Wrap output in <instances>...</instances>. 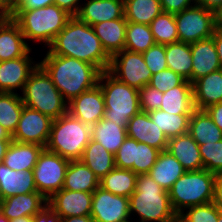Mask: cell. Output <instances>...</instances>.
Returning <instances> with one entry per match:
<instances>
[{
    "label": "cell",
    "mask_w": 222,
    "mask_h": 222,
    "mask_svg": "<svg viewBox=\"0 0 222 222\" xmlns=\"http://www.w3.org/2000/svg\"><path fill=\"white\" fill-rule=\"evenodd\" d=\"M51 54L76 58L108 71L111 57L103 49L92 26L72 16L47 49Z\"/></svg>",
    "instance_id": "6da1fadb"
},
{
    "label": "cell",
    "mask_w": 222,
    "mask_h": 222,
    "mask_svg": "<svg viewBox=\"0 0 222 222\" xmlns=\"http://www.w3.org/2000/svg\"><path fill=\"white\" fill-rule=\"evenodd\" d=\"M39 64L49 74L56 88L69 103L98 84L101 71L94 65L47 51Z\"/></svg>",
    "instance_id": "7a4b0ae2"
},
{
    "label": "cell",
    "mask_w": 222,
    "mask_h": 222,
    "mask_svg": "<svg viewBox=\"0 0 222 222\" xmlns=\"http://www.w3.org/2000/svg\"><path fill=\"white\" fill-rule=\"evenodd\" d=\"M129 211L130 216L138 214L139 222H174L178 219L169 192L149 174L138 175L136 189L129 197Z\"/></svg>",
    "instance_id": "3957f363"
},
{
    "label": "cell",
    "mask_w": 222,
    "mask_h": 222,
    "mask_svg": "<svg viewBox=\"0 0 222 222\" xmlns=\"http://www.w3.org/2000/svg\"><path fill=\"white\" fill-rule=\"evenodd\" d=\"M72 16L55 4L32 10H14L11 18L28 41L49 47Z\"/></svg>",
    "instance_id": "277c9868"
},
{
    "label": "cell",
    "mask_w": 222,
    "mask_h": 222,
    "mask_svg": "<svg viewBox=\"0 0 222 222\" xmlns=\"http://www.w3.org/2000/svg\"><path fill=\"white\" fill-rule=\"evenodd\" d=\"M21 98L25 106L45 114L52 120L58 119L68 112V102L40 64L26 81Z\"/></svg>",
    "instance_id": "5b68a950"
},
{
    "label": "cell",
    "mask_w": 222,
    "mask_h": 222,
    "mask_svg": "<svg viewBox=\"0 0 222 222\" xmlns=\"http://www.w3.org/2000/svg\"><path fill=\"white\" fill-rule=\"evenodd\" d=\"M98 85L106 108L103 118L127 127L129 120L141 111L138 89L118 81L108 71L100 73Z\"/></svg>",
    "instance_id": "8992f818"
},
{
    "label": "cell",
    "mask_w": 222,
    "mask_h": 222,
    "mask_svg": "<svg viewBox=\"0 0 222 222\" xmlns=\"http://www.w3.org/2000/svg\"><path fill=\"white\" fill-rule=\"evenodd\" d=\"M91 139V127L67 112L53 120L45 148L68 160H80Z\"/></svg>",
    "instance_id": "52a82bcc"
},
{
    "label": "cell",
    "mask_w": 222,
    "mask_h": 222,
    "mask_svg": "<svg viewBox=\"0 0 222 222\" xmlns=\"http://www.w3.org/2000/svg\"><path fill=\"white\" fill-rule=\"evenodd\" d=\"M216 176L206 169L186 171L168 191L174 211L212 202Z\"/></svg>",
    "instance_id": "ba28073f"
},
{
    "label": "cell",
    "mask_w": 222,
    "mask_h": 222,
    "mask_svg": "<svg viewBox=\"0 0 222 222\" xmlns=\"http://www.w3.org/2000/svg\"><path fill=\"white\" fill-rule=\"evenodd\" d=\"M180 42L192 44L211 38L215 31V12L197 4L174 14Z\"/></svg>",
    "instance_id": "9c48e42d"
},
{
    "label": "cell",
    "mask_w": 222,
    "mask_h": 222,
    "mask_svg": "<svg viewBox=\"0 0 222 222\" xmlns=\"http://www.w3.org/2000/svg\"><path fill=\"white\" fill-rule=\"evenodd\" d=\"M70 160L46 148L40 153L33 169L36 189L47 200L63 189L65 173Z\"/></svg>",
    "instance_id": "30bf717a"
},
{
    "label": "cell",
    "mask_w": 222,
    "mask_h": 222,
    "mask_svg": "<svg viewBox=\"0 0 222 222\" xmlns=\"http://www.w3.org/2000/svg\"><path fill=\"white\" fill-rule=\"evenodd\" d=\"M108 72L118 81L137 89L148 85L152 77L142 53L126 49L111 57Z\"/></svg>",
    "instance_id": "8fae6325"
},
{
    "label": "cell",
    "mask_w": 222,
    "mask_h": 222,
    "mask_svg": "<svg viewBox=\"0 0 222 222\" xmlns=\"http://www.w3.org/2000/svg\"><path fill=\"white\" fill-rule=\"evenodd\" d=\"M160 151L127 137L114 154L117 168L132 170L137 175L148 174Z\"/></svg>",
    "instance_id": "7c38bea8"
},
{
    "label": "cell",
    "mask_w": 222,
    "mask_h": 222,
    "mask_svg": "<svg viewBox=\"0 0 222 222\" xmlns=\"http://www.w3.org/2000/svg\"><path fill=\"white\" fill-rule=\"evenodd\" d=\"M53 120L24 105L12 140L20 143L37 144L46 147Z\"/></svg>",
    "instance_id": "4fadbf2b"
},
{
    "label": "cell",
    "mask_w": 222,
    "mask_h": 222,
    "mask_svg": "<svg viewBox=\"0 0 222 222\" xmlns=\"http://www.w3.org/2000/svg\"><path fill=\"white\" fill-rule=\"evenodd\" d=\"M90 216L94 222H124L133 219L130 217L129 197L114 195L98 187L93 192Z\"/></svg>",
    "instance_id": "5bb4252c"
},
{
    "label": "cell",
    "mask_w": 222,
    "mask_h": 222,
    "mask_svg": "<svg viewBox=\"0 0 222 222\" xmlns=\"http://www.w3.org/2000/svg\"><path fill=\"white\" fill-rule=\"evenodd\" d=\"M31 51L23 57L0 61V92L18 94L17 89L23 91L30 74L39 64L29 56Z\"/></svg>",
    "instance_id": "9a60e30c"
},
{
    "label": "cell",
    "mask_w": 222,
    "mask_h": 222,
    "mask_svg": "<svg viewBox=\"0 0 222 222\" xmlns=\"http://www.w3.org/2000/svg\"><path fill=\"white\" fill-rule=\"evenodd\" d=\"M105 109L102 89L98 84L68 103V113L90 127L103 118Z\"/></svg>",
    "instance_id": "2e32d148"
},
{
    "label": "cell",
    "mask_w": 222,
    "mask_h": 222,
    "mask_svg": "<svg viewBox=\"0 0 222 222\" xmlns=\"http://www.w3.org/2000/svg\"><path fill=\"white\" fill-rule=\"evenodd\" d=\"M92 198L93 192L61 189L47 200V204L56 211L61 218L86 216L91 213Z\"/></svg>",
    "instance_id": "e0dca14e"
},
{
    "label": "cell",
    "mask_w": 222,
    "mask_h": 222,
    "mask_svg": "<svg viewBox=\"0 0 222 222\" xmlns=\"http://www.w3.org/2000/svg\"><path fill=\"white\" fill-rule=\"evenodd\" d=\"M127 137L137 142L145 143L151 147L164 151L167 148L169 139L152 122L147 112L140 111L134 115L126 127Z\"/></svg>",
    "instance_id": "ac0fdd59"
},
{
    "label": "cell",
    "mask_w": 222,
    "mask_h": 222,
    "mask_svg": "<svg viewBox=\"0 0 222 222\" xmlns=\"http://www.w3.org/2000/svg\"><path fill=\"white\" fill-rule=\"evenodd\" d=\"M76 17L88 25L110 21L124 16V0H87L80 3ZM84 4V5H83Z\"/></svg>",
    "instance_id": "d6986e66"
},
{
    "label": "cell",
    "mask_w": 222,
    "mask_h": 222,
    "mask_svg": "<svg viewBox=\"0 0 222 222\" xmlns=\"http://www.w3.org/2000/svg\"><path fill=\"white\" fill-rule=\"evenodd\" d=\"M28 44L19 25L11 17L0 23V61L25 56L32 49Z\"/></svg>",
    "instance_id": "ffe728a7"
},
{
    "label": "cell",
    "mask_w": 222,
    "mask_h": 222,
    "mask_svg": "<svg viewBox=\"0 0 222 222\" xmlns=\"http://www.w3.org/2000/svg\"><path fill=\"white\" fill-rule=\"evenodd\" d=\"M192 83L211 72L221 69L213 38L196 41L191 44Z\"/></svg>",
    "instance_id": "44dd1931"
},
{
    "label": "cell",
    "mask_w": 222,
    "mask_h": 222,
    "mask_svg": "<svg viewBox=\"0 0 222 222\" xmlns=\"http://www.w3.org/2000/svg\"><path fill=\"white\" fill-rule=\"evenodd\" d=\"M195 109L205 110L222 102V69L203 76L192 83Z\"/></svg>",
    "instance_id": "7402d4cb"
},
{
    "label": "cell",
    "mask_w": 222,
    "mask_h": 222,
    "mask_svg": "<svg viewBox=\"0 0 222 222\" xmlns=\"http://www.w3.org/2000/svg\"><path fill=\"white\" fill-rule=\"evenodd\" d=\"M47 199L39 192L18 194L1 200L0 212L9 220L21 216H34L44 206Z\"/></svg>",
    "instance_id": "603a6c76"
},
{
    "label": "cell",
    "mask_w": 222,
    "mask_h": 222,
    "mask_svg": "<svg viewBox=\"0 0 222 222\" xmlns=\"http://www.w3.org/2000/svg\"><path fill=\"white\" fill-rule=\"evenodd\" d=\"M166 151L173 155L186 171L204 169L199 145L188 132L169 138Z\"/></svg>",
    "instance_id": "cb8c5ba5"
},
{
    "label": "cell",
    "mask_w": 222,
    "mask_h": 222,
    "mask_svg": "<svg viewBox=\"0 0 222 222\" xmlns=\"http://www.w3.org/2000/svg\"><path fill=\"white\" fill-rule=\"evenodd\" d=\"M38 192L33 170L15 171L0 163V196L1 199L18 194Z\"/></svg>",
    "instance_id": "d4e9b609"
},
{
    "label": "cell",
    "mask_w": 222,
    "mask_h": 222,
    "mask_svg": "<svg viewBox=\"0 0 222 222\" xmlns=\"http://www.w3.org/2000/svg\"><path fill=\"white\" fill-rule=\"evenodd\" d=\"M126 26L125 18L104 21L92 26L103 49L110 57L124 50Z\"/></svg>",
    "instance_id": "484cf974"
},
{
    "label": "cell",
    "mask_w": 222,
    "mask_h": 222,
    "mask_svg": "<svg viewBox=\"0 0 222 222\" xmlns=\"http://www.w3.org/2000/svg\"><path fill=\"white\" fill-rule=\"evenodd\" d=\"M44 147L37 144L20 143L12 140L3 163L12 170H33Z\"/></svg>",
    "instance_id": "4316f807"
},
{
    "label": "cell",
    "mask_w": 222,
    "mask_h": 222,
    "mask_svg": "<svg viewBox=\"0 0 222 222\" xmlns=\"http://www.w3.org/2000/svg\"><path fill=\"white\" fill-rule=\"evenodd\" d=\"M186 170L181 163L168 151H160L156 163L149 171V175L165 191H169L175 181L179 179Z\"/></svg>",
    "instance_id": "83f0119b"
},
{
    "label": "cell",
    "mask_w": 222,
    "mask_h": 222,
    "mask_svg": "<svg viewBox=\"0 0 222 222\" xmlns=\"http://www.w3.org/2000/svg\"><path fill=\"white\" fill-rule=\"evenodd\" d=\"M188 133L198 145L216 143L222 140V131L215 125L206 110H193Z\"/></svg>",
    "instance_id": "f1b7e54d"
},
{
    "label": "cell",
    "mask_w": 222,
    "mask_h": 222,
    "mask_svg": "<svg viewBox=\"0 0 222 222\" xmlns=\"http://www.w3.org/2000/svg\"><path fill=\"white\" fill-rule=\"evenodd\" d=\"M160 110L170 114H192L194 108L192 83L185 80L181 85L168 89L161 99Z\"/></svg>",
    "instance_id": "f546056e"
},
{
    "label": "cell",
    "mask_w": 222,
    "mask_h": 222,
    "mask_svg": "<svg viewBox=\"0 0 222 222\" xmlns=\"http://www.w3.org/2000/svg\"><path fill=\"white\" fill-rule=\"evenodd\" d=\"M99 187V179L81 160H70L65 173L63 189L94 192Z\"/></svg>",
    "instance_id": "4dcf8cb0"
},
{
    "label": "cell",
    "mask_w": 222,
    "mask_h": 222,
    "mask_svg": "<svg viewBox=\"0 0 222 222\" xmlns=\"http://www.w3.org/2000/svg\"><path fill=\"white\" fill-rule=\"evenodd\" d=\"M80 160L94 172L99 180L116 167L114 154L92 139L85 147Z\"/></svg>",
    "instance_id": "1f68e13d"
},
{
    "label": "cell",
    "mask_w": 222,
    "mask_h": 222,
    "mask_svg": "<svg viewBox=\"0 0 222 222\" xmlns=\"http://www.w3.org/2000/svg\"><path fill=\"white\" fill-rule=\"evenodd\" d=\"M92 140L101 144L107 151L115 154L127 138L126 127L102 118L91 127Z\"/></svg>",
    "instance_id": "d6a6232c"
},
{
    "label": "cell",
    "mask_w": 222,
    "mask_h": 222,
    "mask_svg": "<svg viewBox=\"0 0 222 222\" xmlns=\"http://www.w3.org/2000/svg\"><path fill=\"white\" fill-rule=\"evenodd\" d=\"M165 54L168 69L192 83L191 44L180 41L167 44L165 45Z\"/></svg>",
    "instance_id": "836d02e7"
},
{
    "label": "cell",
    "mask_w": 222,
    "mask_h": 222,
    "mask_svg": "<svg viewBox=\"0 0 222 222\" xmlns=\"http://www.w3.org/2000/svg\"><path fill=\"white\" fill-rule=\"evenodd\" d=\"M137 177L132 170L114 167L99 180V187L114 195L130 197L136 189Z\"/></svg>",
    "instance_id": "e575fe53"
},
{
    "label": "cell",
    "mask_w": 222,
    "mask_h": 222,
    "mask_svg": "<svg viewBox=\"0 0 222 222\" xmlns=\"http://www.w3.org/2000/svg\"><path fill=\"white\" fill-rule=\"evenodd\" d=\"M162 12L160 0H124V16L129 22L149 25Z\"/></svg>",
    "instance_id": "d590c367"
},
{
    "label": "cell",
    "mask_w": 222,
    "mask_h": 222,
    "mask_svg": "<svg viewBox=\"0 0 222 222\" xmlns=\"http://www.w3.org/2000/svg\"><path fill=\"white\" fill-rule=\"evenodd\" d=\"M148 115L168 139L185 134L189 130L191 114H170L157 109L148 112Z\"/></svg>",
    "instance_id": "8d00e7d4"
},
{
    "label": "cell",
    "mask_w": 222,
    "mask_h": 222,
    "mask_svg": "<svg viewBox=\"0 0 222 222\" xmlns=\"http://www.w3.org/2000/svg\"><path fill=\"white\" fill-rule=\"evenodd\" d=\"M24 104L20 94L0 92V125L12 136L17 128Z\"/></svg>",
    "instance_id": "74e56055"
},
{
    "label": "cell",
    "mask_w": 222,
    "mask_h": 222,
    "mask_svg": "<svg viewBox=\"0 0 222 222\" xmlns=\"http://www.w3.org/2000/svg\"><path fill=\"white\" fill-rule=\"evenodd\" d=\"M155 44L149 25L127 21L124 49L143 53Z\"/></svg>",
    "instance_id": "f35d334b"
},
{
    "label": "cell",
    "mask_w": 222,
    "mask_h": 222,
    "mask_svg": "<svg viewBox=\"0 0 222 222\" xmlns=\"http://www.w3.org/2000/svg\"><path fill=\"white\" fill-rule=\"evenodd\" d=\"M149 26L156 44L167 45L179 41L174 14L162 12Z\"/></svg>",
    "instance_id": "ab89813d"
},
{
    "label": "cell",
    "mask_w": 222,
    "mask_h": 222,
    "mask_svg": "<svg viewBox=\"0 0 222 222\" xmlns=\"http://www.w3.org/2000/svg\"><path fill=\"white\" fill-rule=\"evenodd\" d=\"M218 215L219 209L210 202L184 209L178 214V220L181 222H217Z\"/></svg>",
    "instance_id": "60d3db41"
},
{
    "label": "cell",
    "mask_w": 222,
    "mask_h": 222,
    "mask_svg": "<svg viewBox=\"0 0 222 222\" xmlns=\"http://www.w3.org/2000/svg\"><path fill=\"white\" fill-rule=\"evenodd\" d=\"M204 169L222 175V140L216 143L199 145Z\"/></svg>",
    "instance_id": "b9f144b4"
},
{
    "label": "cell",
    "mask_w": 222,
    "mask_h": 222,
    "mask_svg": "<svg viewBox=\"0 0 222 222\" xmlns=\"http://www.w3.org/2000/svg\"><path fill=\"white\" fill-rule=\"evenodd\" d=\"M145 63L152 75L168 68L165 45L155 44L142 53Z\"/></svg>",
    "instance_id": "7bdbcfd3"
},
{
    "label": "cell",
    "mask_w": 222,
    "mask_h": 222,
    "mask_svg": "<svg viewBox=\"0 0 222 222\" xmlns=\"http://www.w3.org/2000/svg\"><path fill=\"white\" fill-rule=\"evenodd\" d=\"M184 81L185 79L178 73L167 68L152 75L149 85L165 93L168 89L181 85Z\"/></svg>",
    "instance_id": "ee69618b"
},
{
    "label": "cell",
    "mask_w": 222,
    "mask_h": 222,
    "mask_svg": "<svg viewBox=\"0 0 222 222\" xmlns=\"http://www.w3.org/2000/svg\"><path fill=\"white\" fill-rule=\"evenodd\" d=\"M138 95L141 111L148 113L160 109L162 103L161 99L164 95L163 92L148 84L141 89H138Z\"/></svg>",
    "instance_id": "f6af8a7d"
},
{
    "label": "cell",
    "mask_w": 222,
    "mask_h": 222,
    "mask_svg": "<svg viewBox=\"0 0 222 222\" xmlns=\"http://www.w3.org/2000/svg\"><path fill=\"white\" fill-rule=\"evenodd\" d=\"M163 12L176 14L195 5V0H160Z\"/></svg>",
    "instance_id": "bcb514c9"
},
{
    "label": "cell",
    "mask_w": 222,
    "mask_h": 222,
    "mask_svg": "<svg viewBox=\"0 0 222 222\" xmlns=\"http://www.w3.org/2000/svg\"><path fill=\"white\" fill-rule=\"evenodd\" d=\"M60 215L48 204L33 216L34 222H60Z\"/></svg>",
    "instance_id": "7dc6e473"
},
{
    "label": "cell",
    "mask_w": 222,
    "mask_h": 222,
    "mask_svg": "<svg viewBox=\"0 0 222 222\" xmlns=\"http://www.w3.org/2000/svg\"><path fill=\"white\" fill-rule=\"evenodd\" d=\"M80 1L82 0H54V4L71 16H76L81 6L79 5Z\"/></svg>",
    "instance_id": "c3c4849f"
},
{
    "label": "cell",
    "mask_w": 222,
    "mask_h": 222,
    "mask_svg": "<svg viewBox=\"0 0 222 222\" xmlns=\"http://www.w3.org/2000/svg\"><path fill=\"white\" fill-rule=\"evenodd\" d=\"M54 4V0H23L15 10H32Z\"/></svg>",
    "instance_id": "681fc988"
},
{
    "label": "cell",
    "mask_w": 222,
    "mask_h": 222,
    "mask_svg": "<svg viewBox=\"0 0 222 222\" xmlns=\"http://www.w3.org/2000/svg\"><path fill=\"white\" fill-rule=\"evenodd\" d=\"M215 125L222 131V102L213 104L205 109Z\"/></svg>",
    "instance_id": "f907efd6"
},
{
    "label": "cell",
    "mask_w": 222,
    "mask_h": 222,
    "mask_svg": "<svg viewBox=\"0 0 222 222\" xmlns=\"http://www.w3.org/2000/svg\"><path fill=\"white\" fill-rule=\"evenodd\" d=\"M212 202L220 211H222V175L216 176Z\"/></svg>",
    "instance_id": "816d5d0a"
},
{
    "label": "cell",
    "mask_w": 222,
    "mask_h": 222,
    "mask_svg": "<svg viewBox=\"0 0 222 222\" xmlns=\"http://www.w3.org/2000/svg\"><path fill=\"white\" fill-rule=\"evenodd\" d=\"M195 3L214 12L222 8V0H195Z\"/></svg>",
    "instance_id": "f5cc1de1"
},
{
    "label": "cell",
    "mask_w": 222,
    "mask_h": 222,
    "mask_svg": "<svg viewBox=\"0 0 222 222\" xmlns=\"http://www.w3.org/2000/svg\"><path fill=\"white\" fill-rule=\"evenodd\" d=\"M212 38L214 40V45L219 56V61L222 69V33L215 30Z\"/></svg>",
    "instance_id": "db71d44e"
},
{
    "label": "cell",
    "mask_w": 222,
    "mask_h": 222,
    "mask_svg": "<svg viewBox=\"0 0 222 222\" xmlns=\"http://www.w3.org/2000/svg\"><path fill=\"white\" fill-rule=\"evenodd\" d=\"M60 222H94L90 215L86 216H70L61 218Z\"/></svg>",
    "instance_id": "11a10c76"
},
{
    "label": "cell",
    "mask_w": 222,
    "mask_h": 222,
    "mask_svg": "<svg viewBox=\"0 0 222 222\" xmlns=\"http://www.w3.org/2000/svg\"><path fill=\"white\" fill-rule=\"evenodd\" d=\"M13 10L7 5L6 0H0V14L11 17Z\"/></svg>",
    "instance_id": "9f6ffc18"
},
{
    "label": "cell",
    "mask_w": 222,
    "mask_h": 222,
    "mask_svg": "<svg viewBox=\"0 0 222 222\" xmlns=\"http://www.w3.org/2000/svg\"><path fill=\"white\" fill-rule=\"evenodd\" d=\"M11 142H12V140H2V139H0V163L3 162L6 151H7Z\"/></svg>",
    "instance_id": "6f0895ef"
},
{
    "label": "cell",
    "mask_w": 222,
    "mask_h": 222,
    "mask_svg": "<svg viewBox=\"0 0 222 222\" xmlns=\"http://www.w3.org/2000/svg\"><path fill=\"white\" fill-rule=\"evenodd\" d=\"M215 30L222 33V8L215 12Z\"/></svg>",
    "instance_id": "680465c9"
},
{
    "label": "cell",
    "mask_w": 222,
    "mask_h": 222,
    "mask_svg": "<svg viewBox=\"0 0 222 222\" xmlns=\"http://www.w3.org/2000/svg\"><path fill=\"white\" fill-rule=\"evenodd\" d=\"M0 139L12 140V136L5 130V128L2 125H0Z\"/></svg>",
    "instance_id": "91938a15"
},
{
    "label": "cell",
    "mask_w": 222,
    "mask_h": 222,
    "mask_svg": "<svg viewBox=\"0 0 222 222\" xmlns=\"http://www.w3.org/2000/svg\"><path fill=\"white\" fill-rule=\"evenodd\" d=\"M9 222H34V221H33V216H21L19 218L9 220Z\"/></svg>",
    "instance_id": "94428289"
},
{
    "label": "cell",
    "mask_w": 222,
    "mask_h": 222,
    "mask_svg": "<svg viewBox=\"0 0 222 222\" xmlns=\"http://www.w3.org/2000/svg\"><path fill=\"white\" fill-rule=\"evenodd\" d=\"M23 0H6L7 5L14 11Z\"/></svg>",
    "instance_id": "6125c7cd"
},
{
    "label": "cell",
    "mask_w": 222,
    "mask_h": 222,
    "mask_svg": "<svg viewBox=\"0 0 222 222\" xmlns=\"http://www.w3.org/2000/svg\"><path fill=\"white\" fill-rule=\"evenodd\" d=\"M0 222H9V219L0 212Z\"/></svg>",
    "instance_id": "be15d7a7"
},
{
    "label": "cell",
    "mask_w": 222,
    "mask_h": 222,
    "mask_svg": "<svg viewBox=\"0 0 222 222\" xmlns=\"http://www.w3.org/2000/svg\"><path fill=\"white\" fill-rule=\"evenodd\" d=\"M217 222H222V211L219 210V215H218V221Z\"/></svg>",
    "instance_id": "e7e4bbea"
},
{
    "label": "cell",
    "mask_w": 222,
    "mask_h": 222,
    "mask_svg": "<svg viewBox=\"0 0 222 222\" xmlns=\"http://www.w3.org/2000/svg\"><path fill=\"white\" fill-rule=\"evenodd\" d=\"M6 17L2 14H0V23L5 19Z\"/></svg>",
    "instance_id": "03108f58"
}]
</instances>
